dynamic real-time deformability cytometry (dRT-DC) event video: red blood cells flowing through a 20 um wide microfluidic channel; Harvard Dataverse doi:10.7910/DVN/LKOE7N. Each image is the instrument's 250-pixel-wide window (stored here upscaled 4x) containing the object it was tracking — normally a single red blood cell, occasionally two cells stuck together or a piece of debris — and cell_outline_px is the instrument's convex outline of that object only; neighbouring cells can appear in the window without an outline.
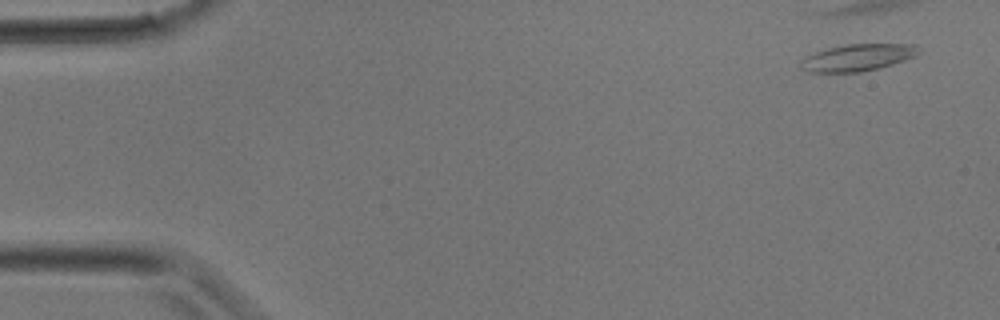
{"species": "common noctule bat (a hibernating species)", "species_latin": "Nyctalus noctula", "temperature_condition": "room temperature", "stored_images_in_passage": 30, "camera_frame_rate_fps": 3000, "um_per_image_px": 0.085, "animal": {"sex": "male", "body_mass_g": 17.9}, "frame": {"image": 1, "passage_image": 1, "time_ms": 0.0, "image_size_px": [1000, 320], "cell_outline_px": [[920, 52], [916, 56], [880, 68], [860, 72], [808, 72], [800, 64], [800, 60], [816, 52], [828, 48], [848, 44], [916, 44]], "centroid_in_image_um": [72.94, 4.89], "position_along_channel_um": 12.1, "area_um2": 18.32}}
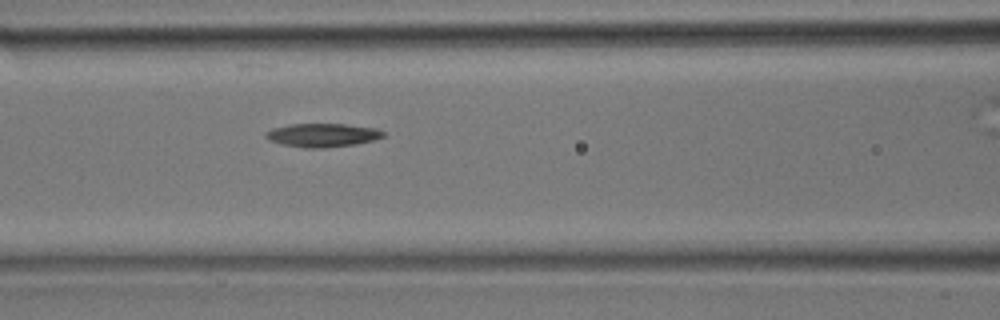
{"frame": {"image": 2, "passage_image": 13, "time_ms": 4.0, "image_size_px": [1000, 320], "cell_outline_px": [[384, 136], [376, 140], [356, 144], [324, 148], [304, 148], [280, 144], [268, 140], [264, 136], [264, 132], [272, 128], [292, 124], [344, 124], [376, 128], [384, 132]], "centroid_in_image_um": [27.38, 11.49], "position_along_channel_um": 139.2, "area_um2": 16.3}}
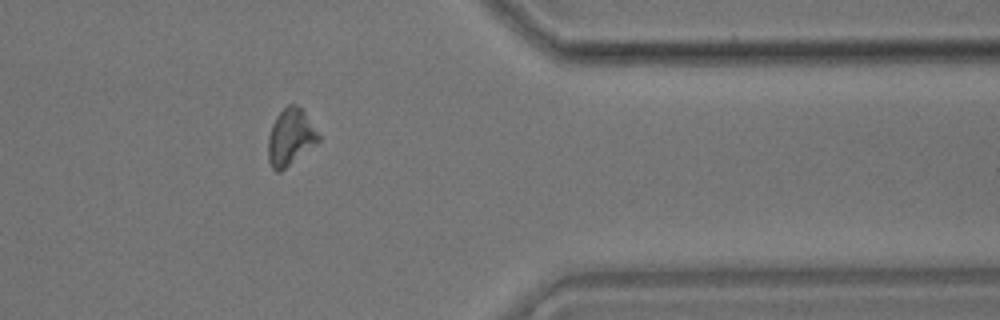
{"frame": {"image": 3, "passage_image": 26, "time_ms": 8.333, "image_size_px": [1000, 320], "cell_outline_px": [[320, 140], [280, 172], [276, 172], [272, 168], [268, 160], [268, 136], [272, 124], [276, 116], [288, 104], [296, 104], [304, 112], [320, 136]], "centroid_in_image_um": [24.66, 11.66], "position_along_channel_um": 386.7, "area_um2": 16.36}}